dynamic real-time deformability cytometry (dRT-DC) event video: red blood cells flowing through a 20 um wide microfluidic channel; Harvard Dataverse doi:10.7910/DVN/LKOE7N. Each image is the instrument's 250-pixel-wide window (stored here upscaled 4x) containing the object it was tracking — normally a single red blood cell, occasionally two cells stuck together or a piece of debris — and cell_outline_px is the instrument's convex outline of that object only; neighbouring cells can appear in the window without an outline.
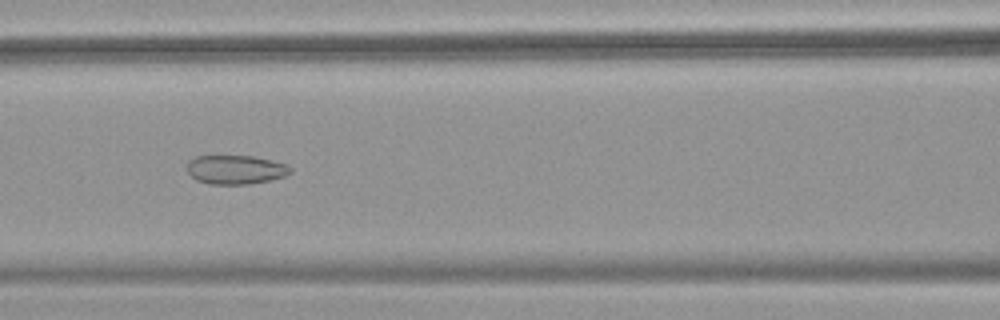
{"species": "common noctule bat (a hibernating species)", "species_latin": "Nyctalus noctula", "temperature_condition": "warm", "stored_images_in_passage": 41, "camera_frame_rate_fps": 3000, "um_per_image_px": 0.085, "animal": {"sex": "female", "body_mass_g": 18.4}, "frame": {"image": 1, "passage_image": 11, "time_ms": 3.333, "image_size_px": [1000, 320], "cell_outline_px": [[292, 172], [284, 176], [268, 180], [248, 184], [208, 184], [196, 180], [188, 172], [188, 160], [196, 156], [252, 156], [288, 164], [292, 168]], "centroid_in_image_um": [20.03, 14.41], "position_along_channel_um": 146.6, "area_um2": 17.4}}
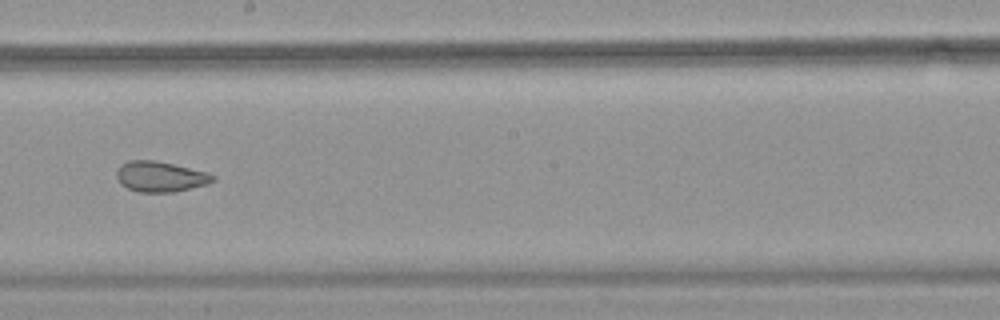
{"frame": {"image": 2, "passage_image": 18, "time_ms": 5.667, "image_size_px": [1000, 320], "cell_outline_px": [[216, 180], [208, 184], [176, 192], [140, 192], [128, 188], [120, 184], [116, 176], [116, 172], [128, 160], [152, 160], [172, 164], [208, 172], [216, 176]], "centroid_in_image_um": [13.67, 15.02], "position_along_channel_um": 234.5, "area_um2": 17.05}}
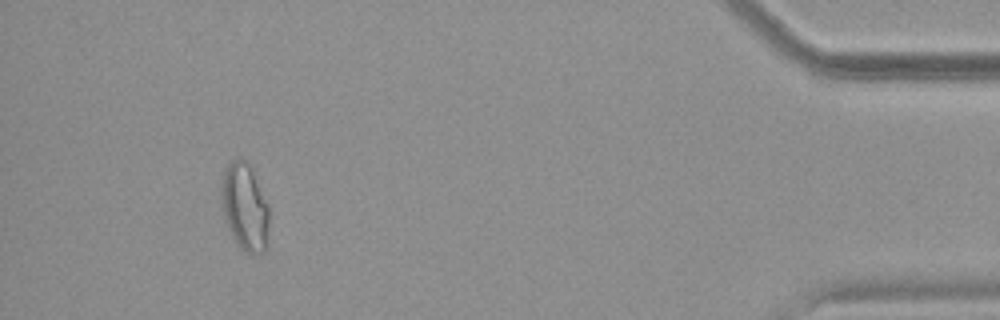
{"frame": {"image": 3, "passage_image": 37, "time_ms": 12.0, "image_size_px": [1000, 320], "cell_outline_px": [[268, 224], [264, 252], [252, 256], [244, 252], [240, 248], [232, 236], [228, 228], [224, 216], [220, 188], [224, 172], [228, 164], [232, 160], [244, 160], [248, 164], [268, 204]], "centroid_in_image_um": [20.79, 17.65], "position_along_channel_um": 414.4, "area_um2": 23.87}, "authors_computed_cell_mechanics": {"area_um2": 18.9584, "velocity_mm_per_s": 3.7942, "shape_relaxation_time_tau1_ms": null, "shape_relaxation_time_tau2_ms": 1.6009, "deformation_change_tau1": null, "deformation_change_tau2": 0.0684}}